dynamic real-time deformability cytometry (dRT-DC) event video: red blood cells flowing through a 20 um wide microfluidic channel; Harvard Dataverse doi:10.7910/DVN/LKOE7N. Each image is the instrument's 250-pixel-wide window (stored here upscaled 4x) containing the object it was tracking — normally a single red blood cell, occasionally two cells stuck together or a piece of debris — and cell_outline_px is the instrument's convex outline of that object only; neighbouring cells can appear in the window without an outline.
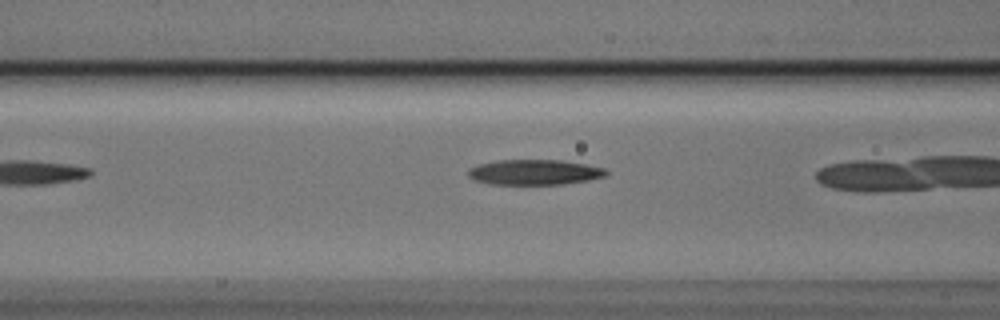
{"species": "Egyptian fruit bat (a non-hibernating species)", "species_latin": "Rousettus aegyptiacus", "temperature_condition": "cold", "stored_images_in_passage": 7, "camera_frame_rate_fps": 3000, "um_per_image_px": 0.085, "animal": {"sex": "male"}, "frame": {"image": 1, "passage_image": 6, "time_ms": 1.667, "image_size_px": [1000, 320], "cell_outline_px": [[608, 172], [604, 176], [588, 180], [560, 184], [488, 184], [472, 180], [468, 176], [468, 168], [476, 164], [496, 160], [560, 160], [584, 164], [604, 168]], "centroid_in_image_um": [45.34, 14.63], "position_along_channel_um": 121.3, "area_um2": 20.35}}